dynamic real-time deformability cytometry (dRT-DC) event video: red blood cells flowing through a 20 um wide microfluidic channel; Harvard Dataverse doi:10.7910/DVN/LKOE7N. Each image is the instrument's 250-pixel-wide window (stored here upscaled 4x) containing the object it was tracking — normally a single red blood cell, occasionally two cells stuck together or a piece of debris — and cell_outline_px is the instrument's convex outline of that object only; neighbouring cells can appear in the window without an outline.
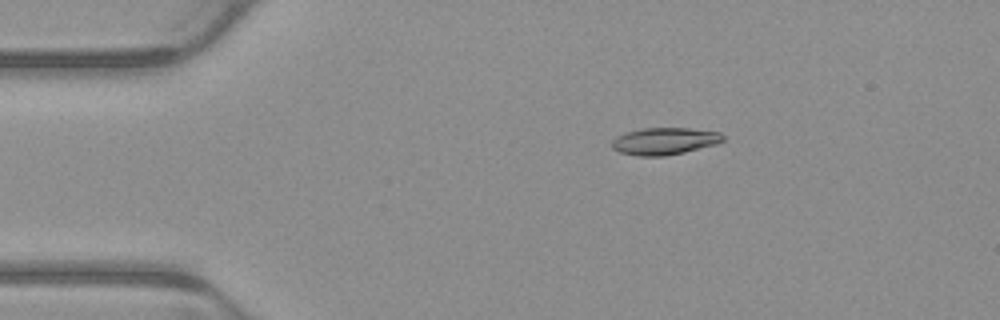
{"species": "common noctule bat (a hibernating species)", "species_latin": "Nyctalus noctula", "temperature_condition": "warm", "stored_images_in_passage": 5, "camera_frame_rate_fps": 3000, "um_per_image_px": 0.085, "animal": {"sex": "male", "body_mass_g": 23.1, "forearm_length_mm": 52.7}, "frame": {"image": 1, "passage_image": 3, "time_ms": 0.667, "image_size_px": [1000, 320], "cell_outline_px": [[724, 140], [716, 144], [684, 152], [664, 156], [640, 156], [620, 152], [612, 148], [612, 140], [616, 136], [640, 128], [692, 128], [720, 132], [724, 136]], "centroid_in_image_um": [56.49, 11.99], "position_along_channel_um": 28.5, "area_um2": 17.51}}
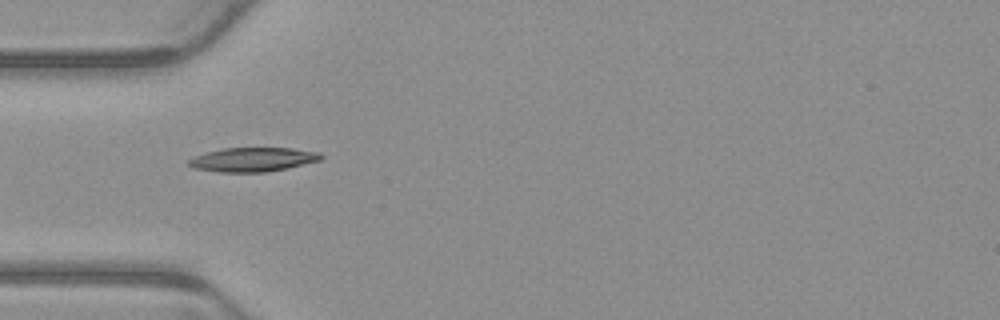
{"frame": {"image": 2, "passage_image": 5, "time_ms": 1.333, "image_size_px": [1000, 320], "cell_outline_px": [[324, 156], [320, 160], [284, 168], [264, 172], [220, 172], [192, 168], [188, 164], [188, 160], [204, 152], [224, 148], [292, 148], [320, 152]], "centroid_in_image_um": [21.46, 13.55], "position_along_channel_um": 63.5, "area_um2": 18.44}}